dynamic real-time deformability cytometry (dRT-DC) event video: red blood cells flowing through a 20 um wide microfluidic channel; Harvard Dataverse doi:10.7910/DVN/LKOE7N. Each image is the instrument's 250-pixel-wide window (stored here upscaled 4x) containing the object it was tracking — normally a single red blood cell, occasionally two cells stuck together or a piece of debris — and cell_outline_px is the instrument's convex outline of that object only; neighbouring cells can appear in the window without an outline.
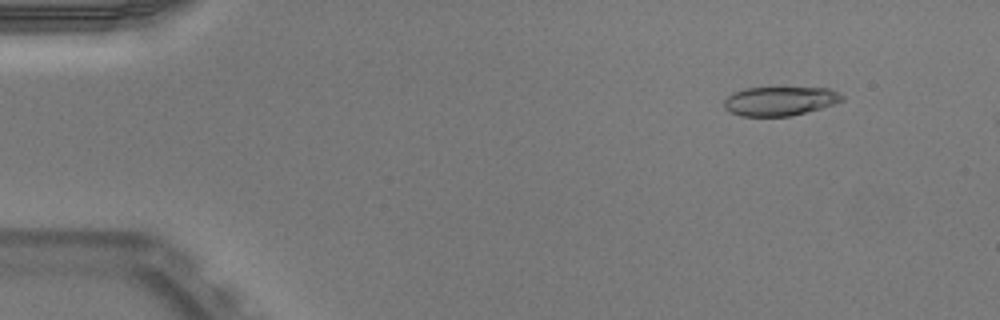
{"species": "Egyptian fruit bat (a non-hibernating species)", "species_latin": "Rousettus aegyptiacus", "temperature_condition": "warm", "stored_images_in_passage": 12, "camera_frame_rate_fps": 3000, "um_per_image_px": 0.085, "animal": {"sex": "male"}, "frame": {"image": 1, "passage_image": 6, "time_ms": 1.667, "image_size_px": [1000, 320], "cell_outline_px": [[844, 100], [820, 108], [788, 116], [740, 116], [724, 108], [724, 100], [732, 92], [744, 88], [828, 88], [840, 92], [844, 96]], "centroid_in_image_um": [66.27, 8.58], "position_along_channel_um": 18.7, "area_um2": 19.83}}